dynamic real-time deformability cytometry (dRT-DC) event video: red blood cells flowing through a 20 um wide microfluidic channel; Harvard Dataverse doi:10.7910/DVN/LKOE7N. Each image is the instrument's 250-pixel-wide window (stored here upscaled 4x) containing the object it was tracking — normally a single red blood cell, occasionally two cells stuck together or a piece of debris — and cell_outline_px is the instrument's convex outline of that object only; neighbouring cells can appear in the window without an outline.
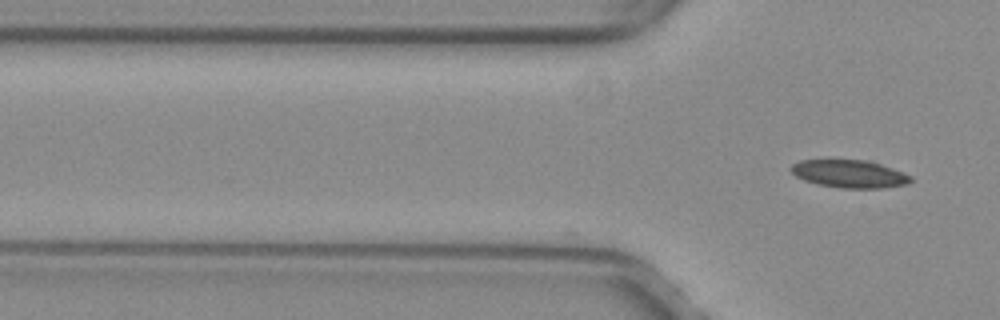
{"species": "common noctule bat (a hibernating species)", "species_latin": "Nyctalus noctula", "temperature_condition": "warm", "stored_images_in_passage": 13, "camera_frame_rate_fps": 3000, "um_per_image_px": 0.085, "animal": {"sex": "female", "body_mass_g": 29.2, "forearm_length_mm": 56.3}, "frame": {"image": 1, "passage_image": 13, "time_ms": 4.0, "image_size_px": [1000, 320], "cell_outline_px": [[912, 180], [908, 184], [884, 188], [840, 188], [816, 184], [804, 180], [796, 176], [788, 168], [792, 164], [800, 160], [828, 156], [872, 160], [912, 176]], "centroid_in_image_um": [72.14, 14.71], "position_along_channel_um": 53.7, "area_um2": 20.63}}